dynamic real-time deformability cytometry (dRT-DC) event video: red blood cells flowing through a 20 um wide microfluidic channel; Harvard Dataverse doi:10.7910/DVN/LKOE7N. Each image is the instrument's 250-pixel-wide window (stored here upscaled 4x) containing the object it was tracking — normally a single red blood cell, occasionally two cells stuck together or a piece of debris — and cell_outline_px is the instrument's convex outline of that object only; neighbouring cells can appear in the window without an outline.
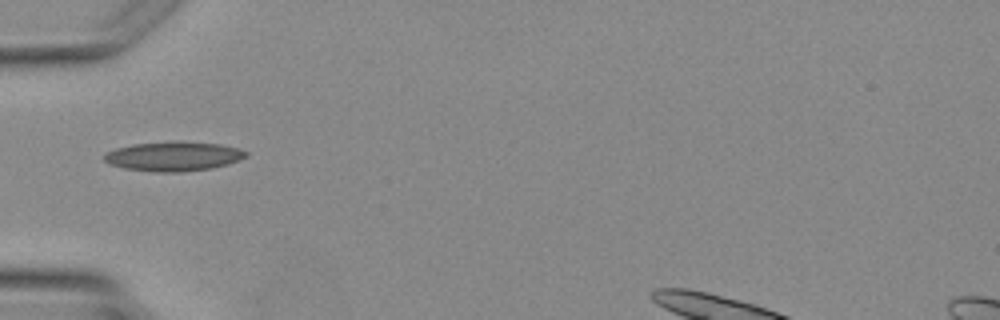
{"species": "Egyptian fruit bat (a non-hibernating species)", "species_latin": "Rousettus aegyptiacus", "temperature_condition": "warm", "stored_images_in_passage": 3, "camera_frame_rate_fps": 3000, "um_per_image_px": 0.085, "animal": {"sex": "female"}, "frame": {"image": 1, "passage_image": 3, "time_ms": 2.333, "image_size_px": [1000, 320], "cell_outline_px": [[248, 156], [228, 164], [212, 168], [180, 172], [156, 172], [124, 168], [108, 164], [104, 160], [104, 152], [116, 148], [136, 144], [220, 144], [236, 148], [248, 152]], "centroid_in_image_um": [14.71, 13.34], "position_along_channel_um": 70.3, "area_um2": 23.24}}